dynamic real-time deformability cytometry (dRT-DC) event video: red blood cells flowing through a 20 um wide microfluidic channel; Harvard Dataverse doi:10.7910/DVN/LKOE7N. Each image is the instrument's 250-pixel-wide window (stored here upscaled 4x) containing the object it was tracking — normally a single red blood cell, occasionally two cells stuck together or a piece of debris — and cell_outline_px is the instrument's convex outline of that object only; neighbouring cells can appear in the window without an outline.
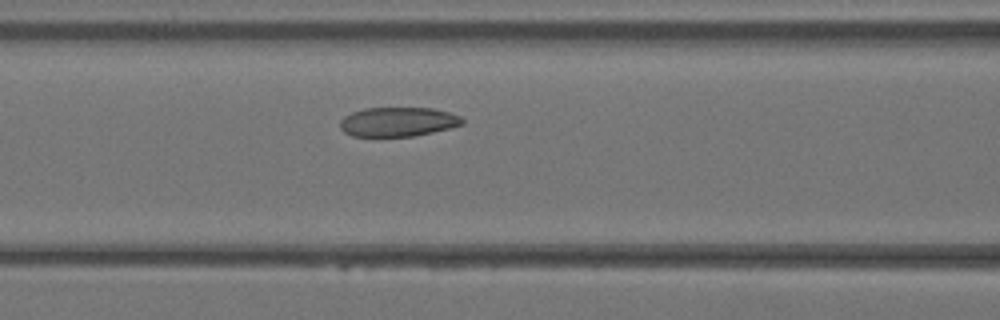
{"species": "Egyptian fruit bat (a non-hibernating species)", "species_latin": "Rousettus aegyptiacus", "temperature_condition": "warm", "stored_images_in_passage": 19, "camera_frame_rate_fps": 3000, "um_per_image_px": 0.085, "animal": {"sex": "female"}, "frame": {"image": 1, "passage_image": 11, "time_ms": 3.333, "image_size_px": [1000, 320], "cell_outline_px": [[464, 124], [432, 132], [412, 136], [352, 136], [344, 132], [340, 128], [340, 120], [344, 116], [352, 112], [364, 108], [432, 108], [448, 112], [460, 116], [464, 120]], "centroid_in_image_um": [33.8, 10.35], "position_along_channel_um": 132.8, "area_um2": 20.81}}
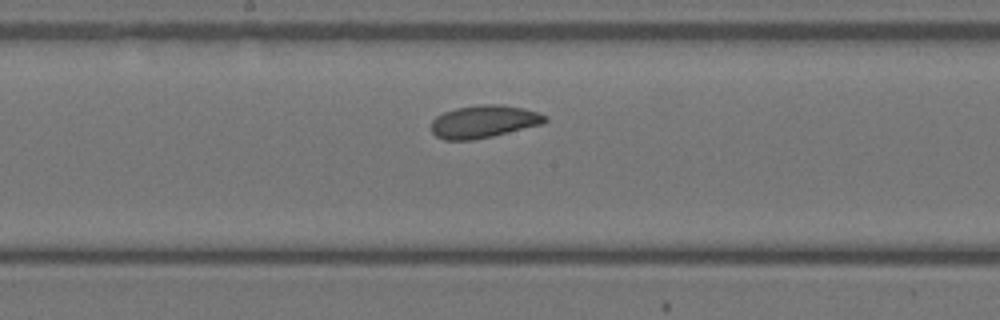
{"frame": {"image": 2, "passage_image": 15, "time_ms": 4.667, "image_size_px": [1000, 320], "cell_outline_px": [[548, 120], [540, 124], [492, 136], [472, 140], [444, 140], [436, 136], [432, 132], [432, 120], [436, 116], [444, 112], [456, 108], [476, 104], [504, 104], [524, 108], [548, 116]], "centroid_in_image_um": [41.1, 10.32], "position_along_channel_um": 207.1, "area_um2": 21.62}}
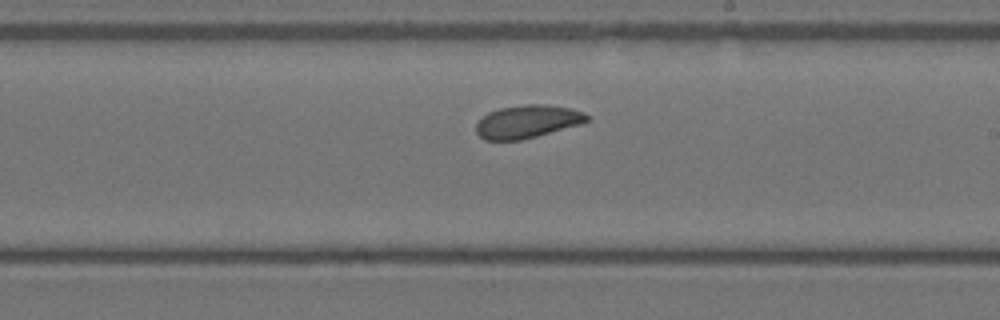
{"frame": {"image": 3, "passage_image": 17, "time_ms": 5.333, "image_size_px": [1000, 320], "cell_outline_px": [[592, 116], [588, 120], [580, 124], [536, 136], [520, 140], [484, 140], [476, 132], [476, 124], [488, 112], [500, 108], [524, 104], [544, 104], [568, 108], [584, 112]], "centroid_in_image_um": [44.83, 10.33], "position_along_channel_um": 244.2, "area_um2": 21.15}}